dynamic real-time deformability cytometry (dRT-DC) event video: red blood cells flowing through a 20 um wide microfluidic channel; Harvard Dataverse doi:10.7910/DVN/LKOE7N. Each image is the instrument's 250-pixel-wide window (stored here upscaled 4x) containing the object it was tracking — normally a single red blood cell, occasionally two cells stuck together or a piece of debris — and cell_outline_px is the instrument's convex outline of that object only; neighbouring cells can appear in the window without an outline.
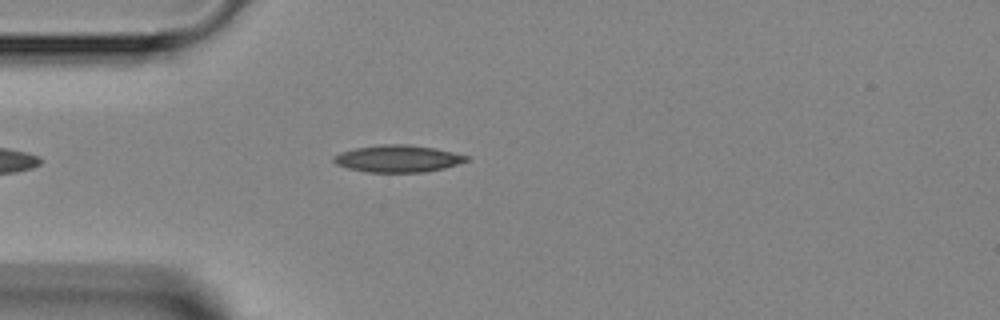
{"species": "Egyptian fruit bat (a non-hibernating species)", "species_latin": "Rousettus aegyptiacus", "temperature_condition": "room temperature", "stored_images_in_passage": 2, "camera_frame_rate_fps": 3000, "um_per_image_px": 0.085, "animal": {"sex": "female"}, "frame": {"image": 1, "passage_image": 2, "time_ms": 1.333, "image_size_px": [1000, 320], "cell_outline_px": [[472, 160], [444, 168], [424, 172], [368, 172], [348, 168], [336, 164], [332, 160], [340, 152], [356, 148], [384, 144], [408, 144], [436, 148], [468, 156]], "centroid_in_image_um": [33.86, 13.48], "position_along_channel_um": 51.1, "area_um2": 20.87}}